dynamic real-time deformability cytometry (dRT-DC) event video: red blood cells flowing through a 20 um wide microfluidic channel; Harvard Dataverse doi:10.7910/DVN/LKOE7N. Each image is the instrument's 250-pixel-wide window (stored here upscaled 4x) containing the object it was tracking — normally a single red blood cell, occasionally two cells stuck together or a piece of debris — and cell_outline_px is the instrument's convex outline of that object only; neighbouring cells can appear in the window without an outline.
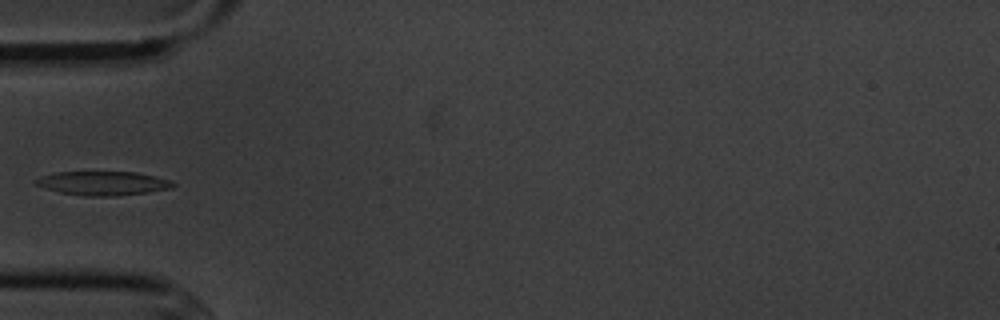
{"species": "common noctule bat (a hibernating species)", "species_latin": "Nyctalus noctula", "temperature_condition": "cold", "stored_images_in_passage": 4, "camera_frame_rate_fps": 3000, "um_per_image_px": 0.085, "animal": {"sex": "male", "body_mass_g": 20.1, "forearm_length_mm": 53.5}, "frame": {"image": 1, "passage_image": 4, "time_ms": 3.333, "image_size_px": [1000, 320], "cell_outline_px": [[176, 184], [172, 188], [148, 192], [116, 196], [84, 196], [60, 192], [44, 188], [36, 184], [32, 180], [40, 176], [56, 172], [136, 172], [156, 176], [172, 180]], "centroid_in_image_um": [8.76, 15.57], "position_along_channel_um": 76.2, "area_um2": 19.31}}